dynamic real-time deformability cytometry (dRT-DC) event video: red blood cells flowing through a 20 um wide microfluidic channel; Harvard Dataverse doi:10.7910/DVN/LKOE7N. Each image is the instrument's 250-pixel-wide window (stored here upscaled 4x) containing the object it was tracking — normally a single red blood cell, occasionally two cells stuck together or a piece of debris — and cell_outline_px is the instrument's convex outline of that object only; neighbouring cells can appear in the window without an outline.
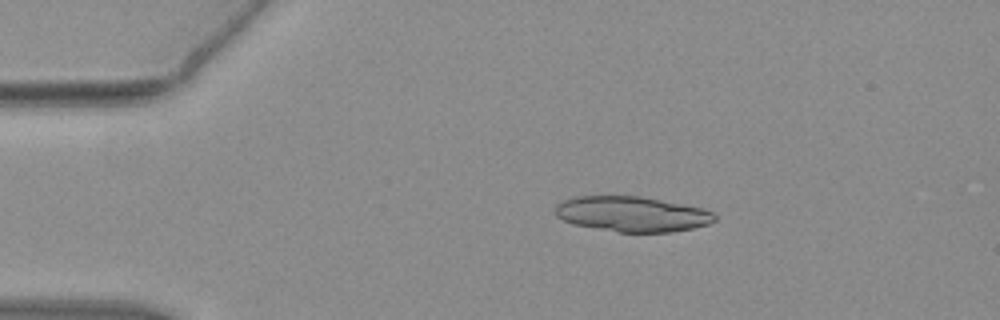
{"species": "common noctule bat (a hibernating species)", "species_latin": "Nyctalus noctula", "temperature_condition": "warm", "stored_images_in_passage": 52, "segment_of_instrument_passage": [1, 2], "camera_frame_rate_fps": 3000, "um_per_image_px": 0.085, "animal": {"sex": "female", "body_mass_g": 19.3, "forearm_length_mm": 54.1}, "frame": {"image": 1, "passage_image": 9, "time_ms": 2.667, "image_size_px": [1000, 320], "cell_outline_px": [[716, 220], [708, 224], [692, 228], [672, 232], [616, 232], [572, 224], [556, 216], [556, 204], [564, 200], [576, 196], [640, 196], [704, 208], [712, 212], [716, 216]], "centroid_in_image_um": [53.72, 18.2], "position_along_channel_um": 31.3, "area_um2": 32.77}}